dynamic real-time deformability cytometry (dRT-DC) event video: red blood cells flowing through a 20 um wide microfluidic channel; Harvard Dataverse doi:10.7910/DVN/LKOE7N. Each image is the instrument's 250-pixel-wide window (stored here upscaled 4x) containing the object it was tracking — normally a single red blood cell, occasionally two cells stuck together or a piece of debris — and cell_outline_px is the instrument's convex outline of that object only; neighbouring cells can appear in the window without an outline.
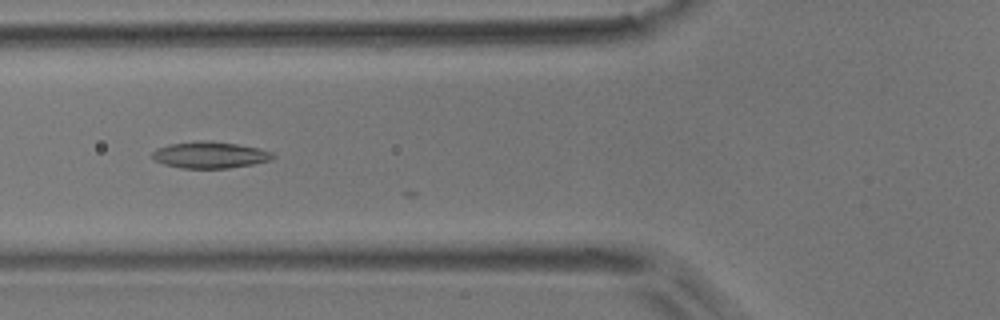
{"species": "common noctule bat (a hibernating species)", "species_latin": "Nyctalus noctula", "temperature_condition": "room temperature", "stored_images_in_passage": 18, "camera_frame_rate_fps": 3000, "um_per_image_px": 0.085, "animal": {"sex": "male", "body_mass_g": 17.9}, "frame": {"image": 1, "passage_image": 15, "time_ms": 4.667, "image_size_px": [1000, 320], "cell_outline_px": [[276, 156], [272, 160], [252, 164], [228, 168], [184, 168], [164, 164], [156, 160], [152, 156], [152, 152], [156, 148], [168, 144], [208, 140], [212, 140], [260, 148], [272, 152]], "centroid_in_image_um": [17.87, 13.16], "position_along_channel_um": 107.9, "area_um2": 18.61}}